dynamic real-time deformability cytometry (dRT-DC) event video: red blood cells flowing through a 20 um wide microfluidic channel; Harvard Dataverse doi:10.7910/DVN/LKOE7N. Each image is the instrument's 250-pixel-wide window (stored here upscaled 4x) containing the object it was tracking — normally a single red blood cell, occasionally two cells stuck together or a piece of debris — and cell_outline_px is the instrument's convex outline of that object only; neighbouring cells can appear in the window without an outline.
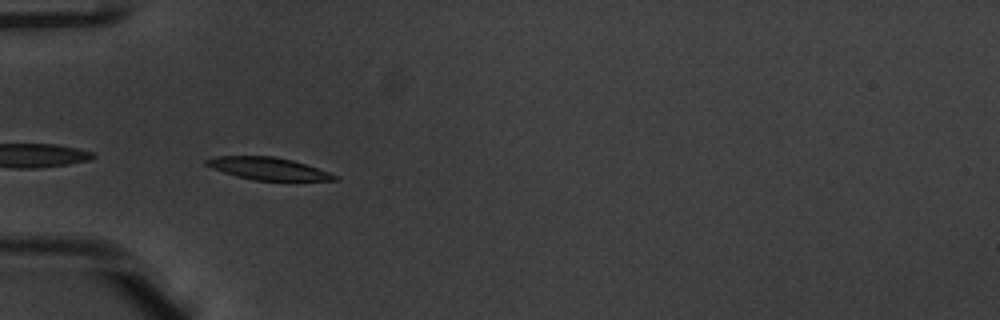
{"species": "common noctule bat (a hibernating species)", "species_latin": "Nyctalus noctula", "temperature_condition": "warm", "stored_images_in_passage": 13, "camera_frame_rate_fps": 3000, "um_per_image_px": 0.085, "animal": {"sex": "male", "body_mass_g": 20.1, "forearm_length_mm": 53.5}, "frame": {"image": 1, "passage_image": 1, "time_ms": 0.0, "image_size_px": [1000, 320], "cell_outline_px": [[340, 180], [256, 180], [236, 176], [212, 168], [204, 164], [204, 160], [216, 156], [272, 156], [292, 160], [340, 176]], "centroid_in_image_um": [22.77, 14.32], "position_along_channel_um": 62.2, "area_um2": 16.47}}